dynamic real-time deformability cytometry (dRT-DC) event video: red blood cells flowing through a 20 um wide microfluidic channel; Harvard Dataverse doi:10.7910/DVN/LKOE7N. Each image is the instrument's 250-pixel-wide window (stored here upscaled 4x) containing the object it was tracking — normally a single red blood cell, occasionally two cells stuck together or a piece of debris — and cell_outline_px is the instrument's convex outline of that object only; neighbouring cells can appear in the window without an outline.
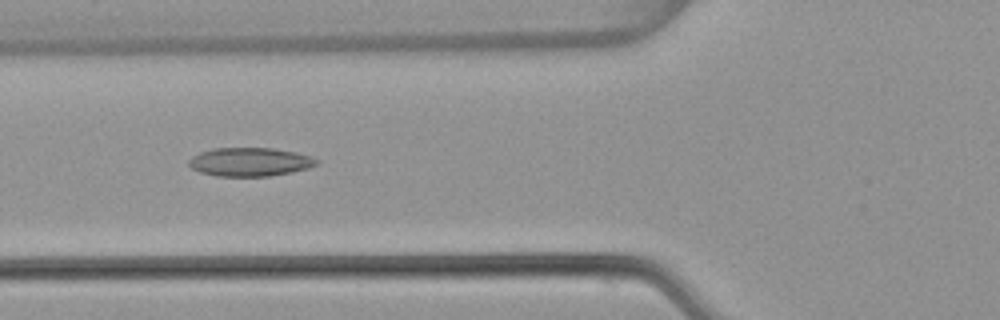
{"species": "common noctule bat (a hibernating species)", "species_latin": "Nyctalus noctula", "temperature_condition": "warm", "stored_images_in_passage": 45, "camera_frame_rate_fps": 3000, "um_per_image_px": 0.085, "animal": {"sex": "female", "body_mass_g": 22.7, "forearm_length_mm": 54.2}, "frame": {"image": 1, "passage_image": 16, "time_ms": 5.0, "image_size_px": [1000, 320], "cell_outline_px": [[320, 164], [308, 168], [292, 172], [268, 176], [216, 176], [200, 172], [192, 168], [188, 164], [188, 160], [192, 156], [200, 152], [212, 148], [272, 148], [296, 152], [312, 156], [320, 160]], "centroid_in_image_um": [21.27, 13.76], "position_along_channel_um": 104.5, "area_um2": 21.5}}
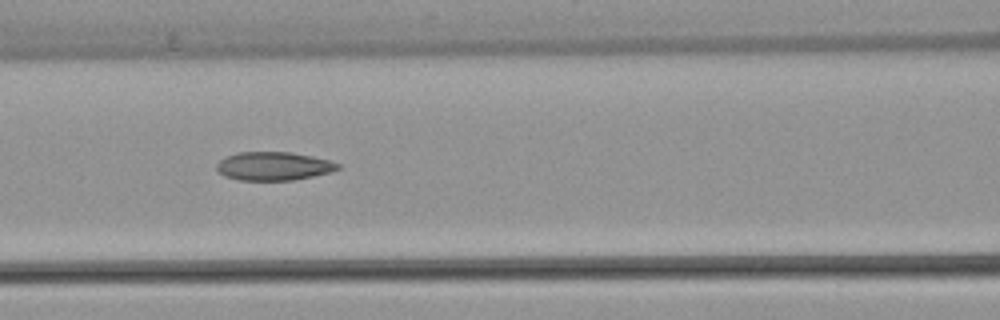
{"frame": {"image": 2, "passage_image": 19, "time_ms": 6.0, "image_size_px": [1000, 320], "cell_outline_px": [[340, 168], [332, 172], [292, 180], [240, 180], [224, 176], [216, 168], [216, 164], [220, 160], [236, 152], [288, 152], [312, 156], [328, 160], [340, 164]], "centroid_in_image_um": [23.25, 14.12], "position_along_channel_um": 143.3, "area_um2": 20.0}}
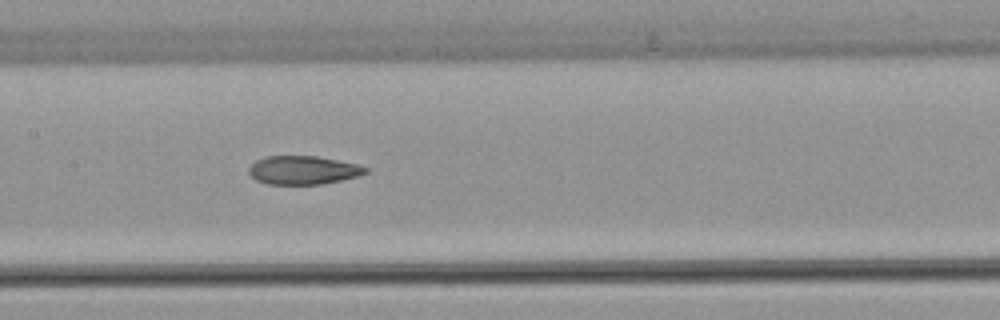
{"frame": {"image": 3, "passage_image": 22, "time_ms": 7.0, "image_size_px": [1000, 320], "cell_outline_px": [[368, 172], [356, 176], [340, 180], [320, 184], [268, 184], [256, 180], [248, 172], [248, 168], [256, 160], [264, 156], [316, 156], [356, 164], [368, 168]], "centroid_in_image_um": [25.72, 14.46], "position_along_channel_um": 181.7, "area_um2": 19.19}, "authors_computed_cell_mechanics": {"area_um2": 20.6924, "velocity_mm_per_s": 3.8443, "shape_relaxation_time_tau1_ms": null, "shape_relaxation_time_tau2_ms": 2.9426, "deformation_change_tau1": null, "deformation_change_tau2": 0.1094}}